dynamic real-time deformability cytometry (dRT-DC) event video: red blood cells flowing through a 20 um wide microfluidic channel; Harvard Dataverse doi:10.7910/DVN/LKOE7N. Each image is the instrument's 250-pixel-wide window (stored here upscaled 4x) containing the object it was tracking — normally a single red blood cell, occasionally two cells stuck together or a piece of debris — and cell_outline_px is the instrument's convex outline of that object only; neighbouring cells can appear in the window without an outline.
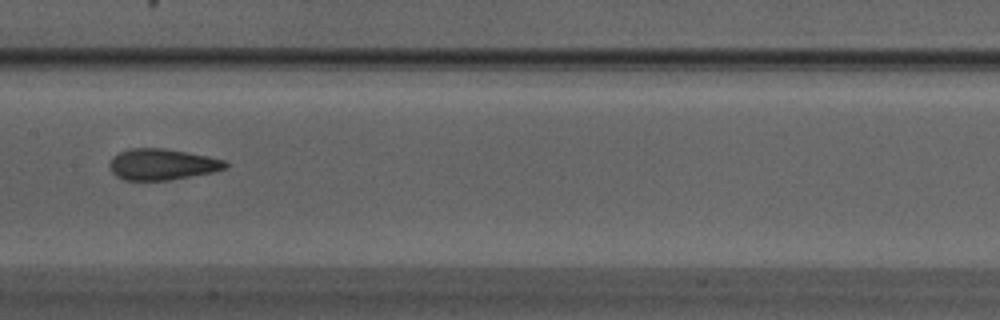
{"species": "Egyptian fruit bat (a non-hibernating species)", "species_latin": "Rousettus aegyptiacus", "temperature_condition": "warm", "stored_images_in_passage": 33, "camera_frame_rate_fps": 3000, "um_per_image_px": 0.085, "animal": {"sex": "male"}, "frame": {"image": 1, "passage_image": 15, "time_ms": 4.667, "image_size_px": [1000, 320], "cell_outline_px": [[228, 164], [224, 168], [212, 172], [168, 180], [124, 180], [116, 176], [112, 172], [108, 164], [112, 156], [128, 148], [164, 148], [224, 160]], "centroid_in_image_um": [13.7, 13.97], "position_along_channel_um": 193.7, "area_um2": 20.75}}
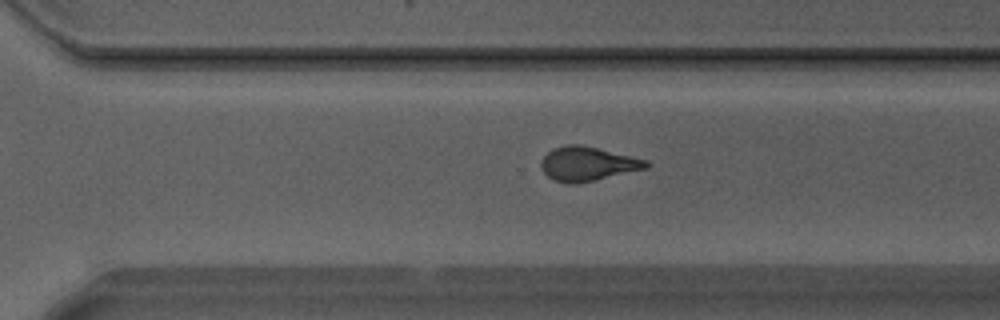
{"frame": {"image": 2, "passage_image": 24, "time_ms": 7.667, "image_size_px": [1000, 320], "cell_outline_px": [[648, 168], [592, 180], [572, 184], [556, 180], [548, 176], [540, 168], [540, 160], [552, 148], [564, 144], [580, 144], [632, 156], [648, 160]], "centroid_in_image_um": [49.91, 13.9], "position_along_channel_um": 320.7, "area_um2": 20.69}, "authors_computed_cell_mechanics": {"area_um2": 20.9236, "velocity_mm_per_s": 4.2528, "shape_relaxation_time_tau1_ms": 7.6656, "shape_relaxation_time_tau2_ms": 1.5328, "deformation_change_tau1": 0.2217, "deformation_change_tau2": 0.1001}}